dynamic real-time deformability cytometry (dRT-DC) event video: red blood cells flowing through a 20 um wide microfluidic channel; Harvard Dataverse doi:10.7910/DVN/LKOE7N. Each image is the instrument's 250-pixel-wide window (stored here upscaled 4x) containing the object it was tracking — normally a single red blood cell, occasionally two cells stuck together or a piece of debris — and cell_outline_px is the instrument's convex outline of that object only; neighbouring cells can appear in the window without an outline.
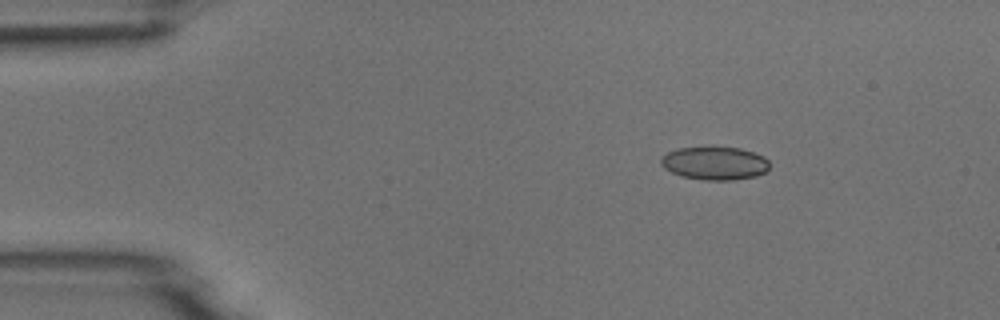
{"species": "common noctule bat (a hibernating species)", "species_latin": "Nyctalus noctula", "temperature_condition": "room temperature", "stored_images_in_passage": 4, "camera_frame_rate_fps": 3000, "um_per_image_px": 0.085, "animal": {"sex": "male", "body_mass_g": 18.8}, "frame": {"image": 1, "passage_image": 2, "time_ms": 2.0, "image_size_px": [1000, 320], "cell_outline_px": [[768, 168], [764, 172], [756, 176], [736, 180], [704, 180], [680, 176], [664, 168], [660, 164], [660, 160], [668, 152], [676, 148], [712, 144], [716, 144], [740, 148], [764, 156], [768, 160]], "centroid_in_image_um": [60.73, 13.83], "position_along_channel_um": 24.3, "area_um2": 21.79}}